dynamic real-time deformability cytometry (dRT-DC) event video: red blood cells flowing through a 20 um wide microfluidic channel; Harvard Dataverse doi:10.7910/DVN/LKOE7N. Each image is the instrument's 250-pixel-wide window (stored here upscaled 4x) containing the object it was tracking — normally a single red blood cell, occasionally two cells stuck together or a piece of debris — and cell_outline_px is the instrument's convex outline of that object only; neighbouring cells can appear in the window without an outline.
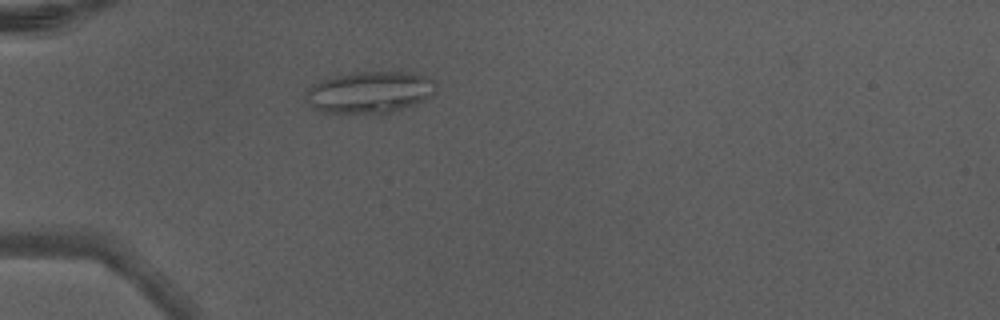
{"species": "Egyptian fruit bat (a non-hibernating species)", "species_latin": "Rousettus aegyptiacus", "temperature_condition": "warm", "stored_images_in_passage": 2, "camera_frame_rate_fps": 3000, "um_per_image_px": 0.085, "animal": {"sex": "male"}, "frame": {"image": 1, "passage_image": 1, "time_ms": 0.0, "image_size_px": [1000, 320], "cell_outline_px": [[436, 92], [432, 96], [416, 104], [384, 116], [324, 112], [312, 108], [304, 104], [304, 96], [308, 88], [320, 80], [332, 76], [356, 72], [404, 72], [424, 76], [432, 80], [436, 84]], "centroid_in_image_um": [31.38, 7.89], "position_along_channel_um": 53.6, "area_um2": 32.71}}